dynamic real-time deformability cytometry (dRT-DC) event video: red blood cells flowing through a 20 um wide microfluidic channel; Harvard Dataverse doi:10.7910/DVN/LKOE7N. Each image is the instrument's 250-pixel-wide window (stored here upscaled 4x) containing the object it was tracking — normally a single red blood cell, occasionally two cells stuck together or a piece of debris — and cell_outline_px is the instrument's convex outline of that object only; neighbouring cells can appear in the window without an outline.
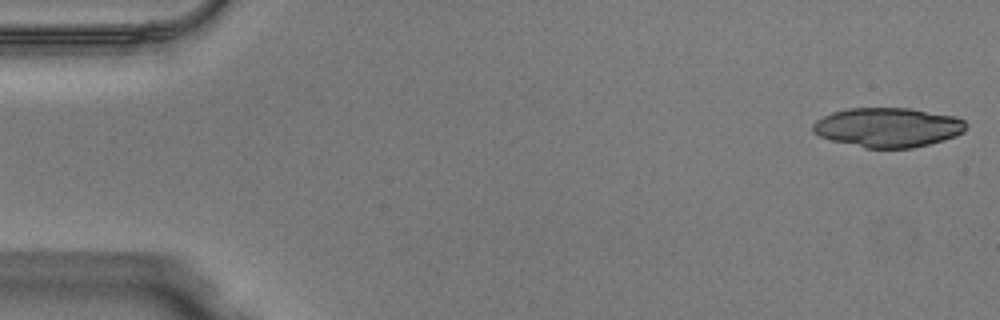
{"species": "Egyptian fruit bat (a non-hibernating species)", "species_latin": "Rousettus aegyptiacus", "temperature_condition": "warm", "stored_images_in_passage": 47, "camera_frame_rate_fps": 3000, "um_per_image_px": 0.085, "animal": {"sex": "male"}, "frame": {"image": 1, "passage_image": 1, "time_ms": 0.0, "image_size_px": [1000, 320], "cell_outline_px": [[968, 128], [964, 132], [956, 136], [944, 140], [912, 148], [864, 148], [832, 140], [820, 136], [812, 132], [812, 124], [816, 120], [832, 112], [848, 108], [908, 108], [956, 116], [964, 120], [968, 124]], "centroid_in_image_um": [75.49, 10.83], "position_along_channel_um": 9.5, "area_um2": 35.43}, "authors_computed_cell_mechanics": {"area_um2": 22.0796, "velocity_mm_per_s": 4.1095, "shape_relaxation_time_tau1_ms": 5.1459, "shape_relaxation_time_tau2_ms": 2.9138, "deformation_change_tau1": 0.2116, "deformation_change_tau2": 0.1232}}